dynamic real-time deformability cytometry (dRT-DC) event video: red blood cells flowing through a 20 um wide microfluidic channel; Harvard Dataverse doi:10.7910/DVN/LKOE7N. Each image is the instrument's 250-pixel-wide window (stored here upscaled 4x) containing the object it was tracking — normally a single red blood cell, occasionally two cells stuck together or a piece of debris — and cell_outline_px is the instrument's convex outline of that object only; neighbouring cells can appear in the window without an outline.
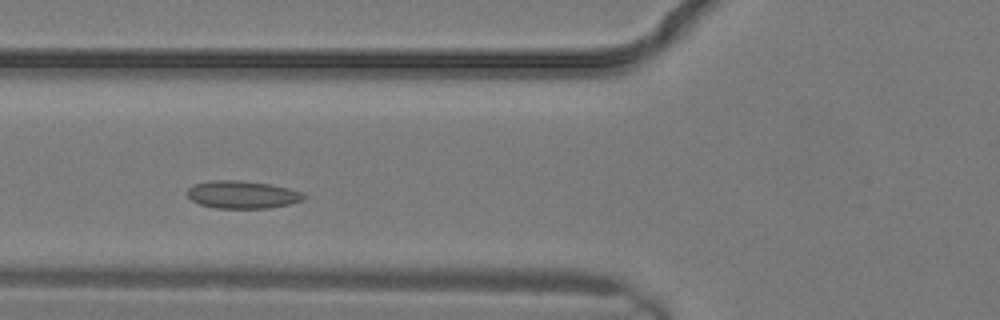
{"species": "common noctule bat (a hibernating species)", "species_latin": "Nyctalus noctula", "temperature_condition": "warm", "stored_images_in_passage": 9, "camera_frame_rate_fps": 3000, "um_per_image_px": 0.085, "animal": {"sex": "male", "body_mass_g": 19.2, "forearm_length_mm": 51.8}, "frame": {"image": 1, "passage_image": 6, "time_ms": 1.667, "image_size_px": [1000, 320], "cell_outline_px": [[308, 196], [304, 200], [288, 204], [268, 208], [216, 208], [200, 204], [192, 200], [188, 196], [188, 188], [192, 184], [212, 180], [240, 180], [268, 184], [288, 188], [304, 192]], "centroid_in_image_um": [20.62, 16.54], "position_along_channel_um": 105.2, "area_um2": 18.84}}
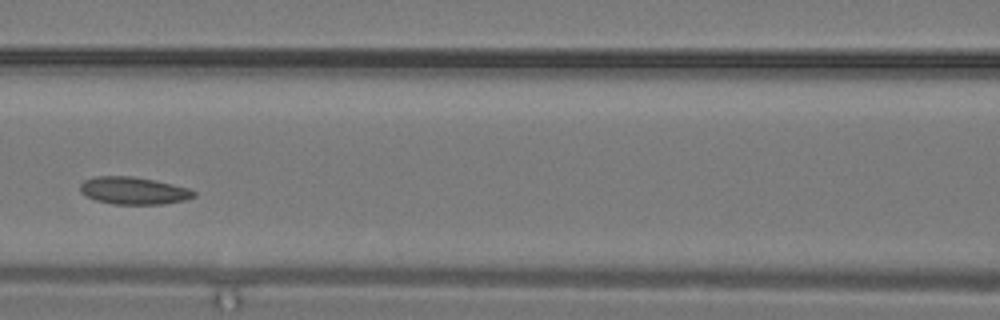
{"frame": {"image": 2, "passage_image": 8, "time_ms": 2.333, "image_size_px": [1000, 320], "cell_outline_px": [[196, 196], [184, 200], [164, 204], [112, 204], [96, 200], [84, 196], [80, 192], [80, 184], [84, 180], [96, 176], [132, 176], [156, 180], [188, 188], [196, 192]], "centroid_in_image_um": [11.33, 16.2], "position_along_channel_um": 155.3, "area_um2": 18.26}}